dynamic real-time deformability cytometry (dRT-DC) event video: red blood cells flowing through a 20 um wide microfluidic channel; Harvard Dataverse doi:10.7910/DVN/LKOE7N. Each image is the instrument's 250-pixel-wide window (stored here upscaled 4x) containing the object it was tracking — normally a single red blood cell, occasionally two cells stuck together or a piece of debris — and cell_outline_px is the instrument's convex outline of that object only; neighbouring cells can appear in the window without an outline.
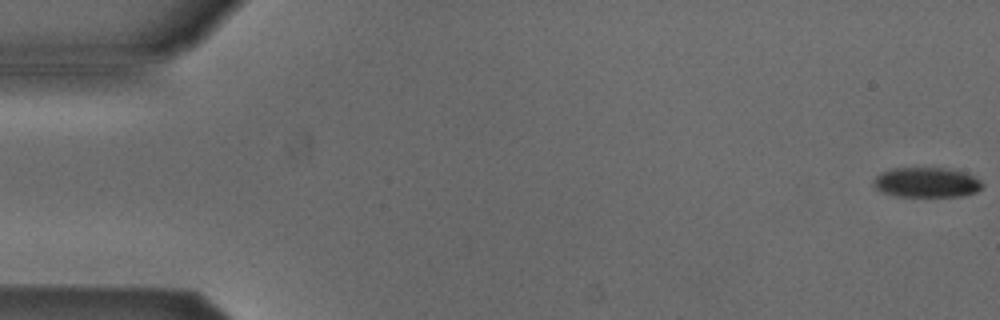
{"species": "Egyptian fruit bat (a non-hibernating species)", "species_latin": "Rousettus aegyptiacus", "temperature_condition": "cold", "stored_images_in_passage": 6, "camera_frame_rate_fps": 3000, "um_per_image_px": 0.085, "animal": {"sex": "male"}, "frame": {"image": 1, "passage_image": 1, "time_ms": 0.0, "image_size_px": [1000, 320], "cell_outline_px": [[984, 184], [976, 192], [960, 196], [896, 196], [880, 192], [872, 184], [872, 180], [880, 172], [892, 168], [952, 168], [964, 172], [980, 180]], "centroid_in_image_um": [78.71, 15.5], "position_along_channel_um": 6.3, "area_um2": 19.13}}
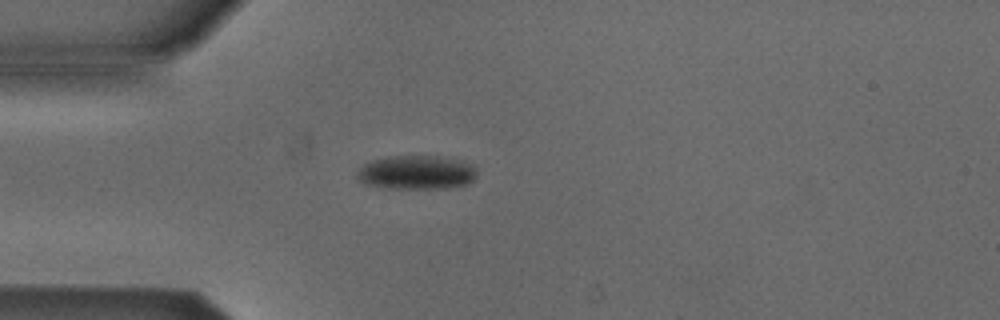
{"frame": {"image": 2, "passage_image": 5, "time_ms": 1.333, "image_size_px": [1000, 320], "cell_outline_px": [[476, 176], [468, 184], [448, 188], [388, 188], [364, 184], [356, 176], [360, 168], [364, 164], [372, 160], [388, 156], [436, 156], [460, 160], [472, 164], [476, 172]], "centroid_in_image_um": [35.4, 14.65], "position_along_channel_um": 49.6, "area_um2": 23.64}}